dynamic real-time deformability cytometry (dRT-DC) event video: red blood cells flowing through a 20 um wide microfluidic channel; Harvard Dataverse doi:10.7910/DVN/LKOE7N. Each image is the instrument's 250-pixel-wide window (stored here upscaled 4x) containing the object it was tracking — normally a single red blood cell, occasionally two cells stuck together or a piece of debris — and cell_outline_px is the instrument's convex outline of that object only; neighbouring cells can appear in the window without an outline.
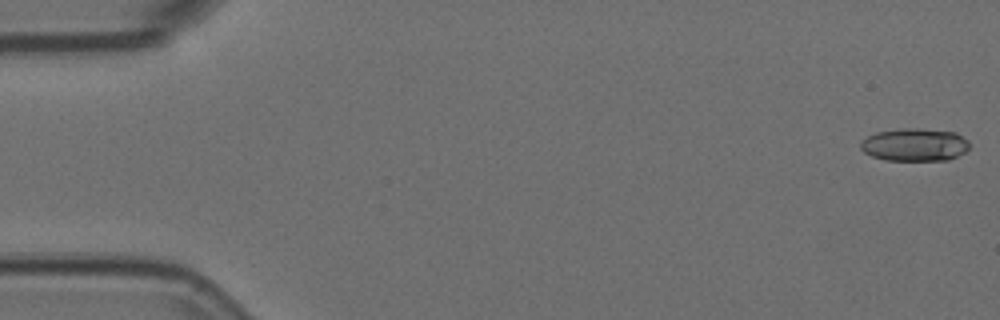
{"species": "Egyptian fruit bat (a non-hibernating species)", "species_latin": "Rousettus aegyptiacus", "temperature_condition": "room temperature", "stored_images_in_passage": 3, "camera_frame_rate_fps": 3000, "um_per_image_px": 0.085, "animal": {"sex": "female"}, "frame": {"image": 1, "passage_image": 1, "time_ms": 0.0, "image_size_px": [1000, 320], "cell_outline_px": [[968, 148], [964, 152], [948, 160], [888, 160], [872, 156], [864, 152], [860, 148], [860, 140], [876, 132], [904, 128], [916, 128], [956, 132], [968, 140]], "centroid_in_image_um": [77.73, 12.29], "position_along_channel_um": 7.3, "area_um2": 20.75}}